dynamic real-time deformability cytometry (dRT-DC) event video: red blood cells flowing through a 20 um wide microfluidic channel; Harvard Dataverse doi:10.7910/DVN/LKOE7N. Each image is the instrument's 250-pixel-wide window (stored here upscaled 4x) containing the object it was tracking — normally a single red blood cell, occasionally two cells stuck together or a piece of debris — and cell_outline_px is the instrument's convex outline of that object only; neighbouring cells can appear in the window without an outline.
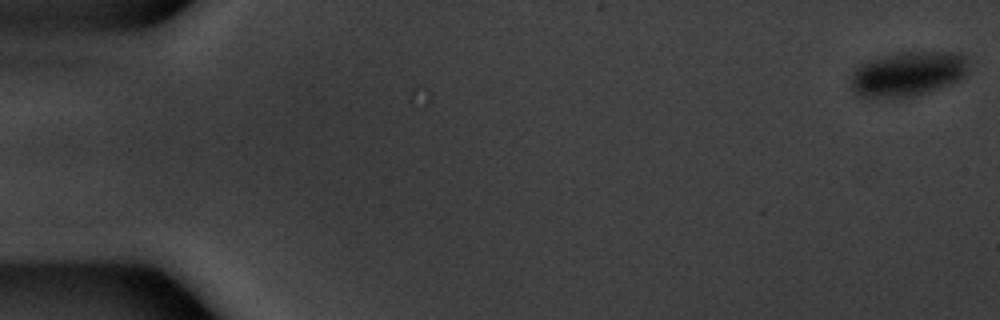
{"species": "common noctule bat (a hibernating species)", "species_latin": "Nyctalus noctula", "temperature_condition": "warm", "stored_images_in_passage": 54, "camera_frame_rate_fps": 3000, "um_per_image_px": 0.085, "animal": {"sex": "male", "body_mass_g": 20.1, "forearm_length_mm": 53.5}, "frame": {"image": 1, "passage_image": 1, "time_ms": 0.0, "image_size_px": [1000, 320], "cell_outline_px": [[968, 72], [964, 76], [948, 84], [916, 96], [900, 100], [892, 100], [856, 96], [852, 88], [852, 76], [856, 68], [860, 64], [868, 60], [896, 52], [960, 52], [964, 56]], "centroid_in_image_um": [77.11, 6.31], "position_along_channel_um": 7.9, "area_um2": 31.1}}
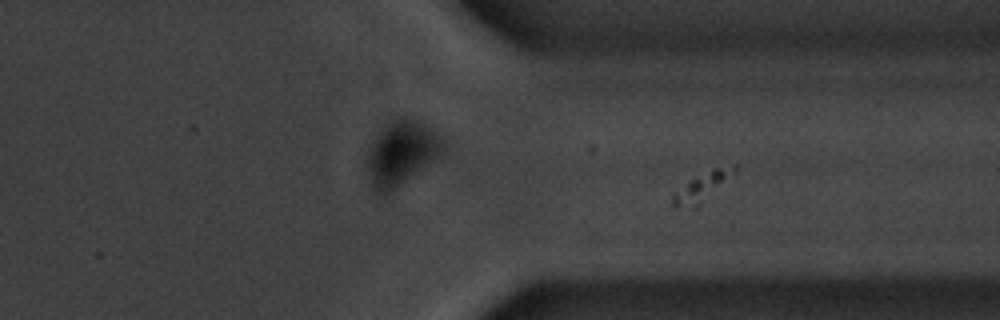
{"frame": {"image": 2, "passage_image": 43, "time_ms": 14.0, "image_size_px": [1000, 320], "cell_outline_px": [[444, 144], [440, 152], [432, 160], [384, 196], [376, 196], [372, 188], [368, 172], [368, 156], [372, 144], [384, 128], [392, 120], [400, 116], [404, 116], [416, 120], [424, 124], [440, 136], [444, 140]], "centroid_in_image_um": [34.08, 13.02], "position_along_channel_um": 377.3, "area_um2": 27.34}}
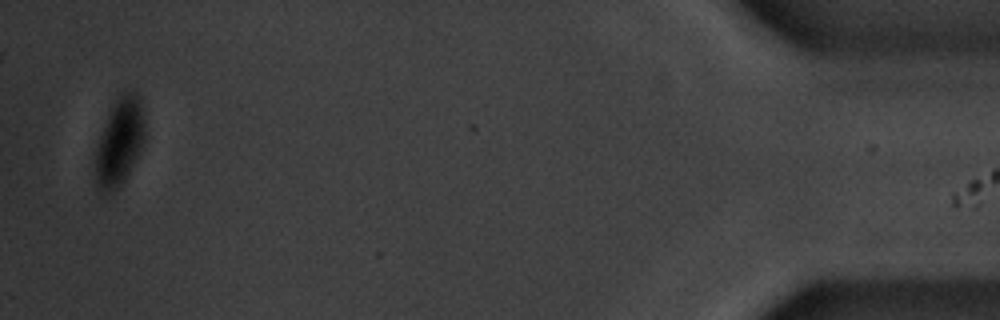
{"frame": {"image": 3, "passage_image": 53, "time_ms": 17.333, "image_size_px": [1000, 320], "cell_outline_px": [[144, 140], [140, 152], [124, 180], [116, 188], [100, 196], [96, 188], [96, 148], [100, 136], [112, 104], [120, 92], [124, 88], [136, 92], [140, 100], [144, 120]], "centroid_in_image_um": [10.16, 12.02], "position_along_channel_um": 425.0, "area_um2": 25.26}}